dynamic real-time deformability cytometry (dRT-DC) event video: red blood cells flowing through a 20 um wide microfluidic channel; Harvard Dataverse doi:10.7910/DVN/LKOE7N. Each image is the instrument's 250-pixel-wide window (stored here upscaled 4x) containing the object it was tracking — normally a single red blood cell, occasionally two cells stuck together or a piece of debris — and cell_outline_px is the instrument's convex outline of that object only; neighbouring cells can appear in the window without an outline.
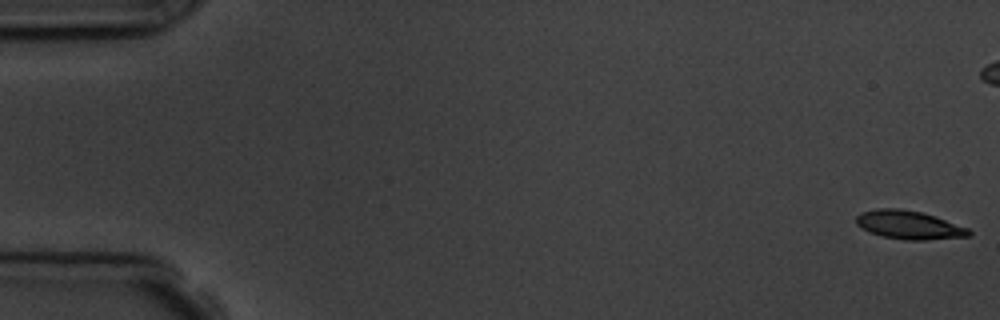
{"species": "common noctule bat (a hibernating species)", "species_latin": "Nyctalus noctula", "temperature_condition": "room temperature", "stored_images_in_passage": 8, "camera_frame_rate_fps": 3000, "um_per_image_px": 0.085, "animal": {"sex": "male", "body_mass_g": 19.5, "forearm_length_mm": 54.6}, "frame": {"image": 1, "passage_image": 1, "time_ms": 0.0, "image_size_px": [1000, 320], "cell_outline_px": [[972, 236], [924, 240], [904, 240], [884, 236], [868, 232], [860, 228], [856, 224], [856, 216], [860, 212], [880, 208], [900, 208], [920, 212], [936, 216], [968, 228], [972, 232]], "centroid_in_image_um": [77.26, 19.12], "position_along_channel_um": 7.7, "area_um2": 18.84}}